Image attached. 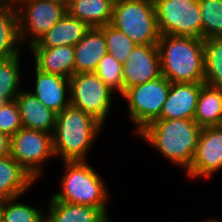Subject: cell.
Returning <instances> with one entry per match:
<instances>
[{
    "label": "cell",
    "instance_id": "6da1fadb",
    "mask_svg": "<svg viewBox=\"0 0 222 222\" xmlns=\"http://www.w3.org/2000/svg\"><path fill=\"white\" fill-rule=\"evenodd\" d=\"M201 127L188 119H157L138 134L161 155L186 171L190 168Z\"/></svg>",
    "mask_w": 222,
    "mask_h": 222
},
{
    "label": "cell",
    "instance_id": "7a4b0ae2",
    "mask_svg": "<svg viewBox=\"0 0 222 222\" xmlns=\"http://www.w3.org/2000/svg\"><path fill=\"white\" fill-rule=\"evenodd\" d=\"M157 45L161 75L171 83L204 81L203 39L160 35Z\"/></svg>",
    "mask_w": 222,
    "mask_h": 222
},
{
    "label": "cell",
    "instance_id": "3957f363",
    "mask_svg": "<svg viewBox=\"0 0 222 222\" xmlns=\"http://www.w3.org/2000/svg\"><path fill=\"white\" fill-rule=\"evenodd\" d=\"M102 125L93 117L73 106L56 115L52 134L54 156L63 161H85L91 144L100 133Z\"/></svg>",
    "mask_w": 222,
    "mask_h": 222
},
{
    "label": "cell",
    "instance_id": "277c9868",
    "mask_svg": "<svg viewBox=\"0 0 222 222\" xmlns=\"http://www.w3.org/2000/svg\"><path fill=\"white\" fill-rule=\"evenodd\" d=\"M66 173L61 178V192L51 200L100 208L107 216L108 191L101 176L85 161H63ZM100 176V177H99Z\"/></svg>",
    "mask_w": 222,
    "mask_h": 222
},
{
    "label": "cell",
    "instance_id": "5b68a950",
    "mask_svg": "<svg viewBox=\"0 0 222 222\" xmlns=\"http://www.w3.org/2000/svg\"><path fill=\"white\" fill-rule=\"evenodd\" d=\"M135 44H157L160 33L153 0L114 1L110 23Z\"/></svg>",
    "mask_w": 222,
    "mask_h": 222
},
{
    "label": "cell",
    "instance_id": "8992f818",
    "mask_svg": "<svg viewBox=\"0 0 222 222\" xmlns=\"http://www.w3.org/2000/svg\"><path fill=\"white\" fill-rule=\"evenodd\" d=\"M160 35L202 39L199 0H153Z\"/></svg>",
    "mask_w": 222,
    "mask_h": 222
},
{
    "label": "cell",
    "instance_id": "52a82bcc",
    "mask_svg": "<svg viewBox=\"0 0 222 222\" xmlns=\"http://www.w3.org/2000/svg\"><path fill=\"white\" fill-rule=\"evenodd\" d=\"M171 82L164 76L125 90L122 97L128 104L131 122L137 134L147 125L159 119L167 99Z\"/></svg>",
    "mask_w": 222,
    "mask_h": 222
},
{
    "label": "cell",
    "instance_id": "ba28073f",
    "mask_svg": "<svg viewBox=\"0 0 222 222\" xmlns=\"http://www.w3.org/2000/svg\"><path fill=\"white\" fill-rule=\"evenodd\" d=\"M14 1L18 14L21 44L23 42L24 45L26 42L29 47L67 13V7L64 4L53 0Z\"/></svg>",
    "mask_w": 222,
    "mask_h": 222
},
{
    "label": "cell",
    "instance_id": "9c48e42d",
    "mask_svg": "<svg viewBox=\"0 0 222 222\" xmlns=\"http://www.w3.org/2000/svg\"><path fill=\"white\" fill-rule=\"evenodd\" d=\"M70 104L82 110L102 126L112 104V91L95 72L75 73L69 78Z\"/></svg>",
    "mask_w": 222,
    "mask_h": 222
},
{
    "label": "cell",
    "instance_id": "30bf717a",
    "mask_svg": "<svg viewBox=\"0 0 222 222\" xmlns=\"http://www.w3.org/2000/svg\"><path fill=\"white\" fill-rule=\"evenodd\" d=\"M10 156L38 181L43 163L55 157L52 133L21 128L10 137Z\"/></svg>",
    "mask_w": 222,
    "mask_h": 222
},
{
    "label": "cell",
    "instance_id": "8fae6325",
    "mask_svg": "<svg viewBox=\"0 0 222 222\" xmlns=\"http://www.w3.org/2000/svg\"><path fill=\"white\" fill-rule=\"evenodd\" d=\"M222 169V125L203 127L200 131L196 152L186 174L190 179L210 178Z\"/></svg>",
    "mask_w": 222,
    "mask_h": 222
},
{
    "label": "cell",
    "instance_id": "7c38bea8",
    "mask_svg": "<svg viewBox=\"0 0 222 222\" xmlns=\"http://www.w3.org/2000/svg\"><path fill=\"white\" fill-rule=\"evenodd\" d=\"M123 92L133 86L161 77L157 44L136 45L123 64Z\"/></svg>",
    "mask_w": 222,
    "mask_h": 222
},
{
    "label": "cell",
    "instance_id": "4fadbf2b",
    "mask_svg": "<svg viewBox=\"0 0 222 222\" xmlns=\"http://www.w3.org/2000/svg\"><path fill=\"white\" fill-rule=\"evenodd\" d=\"M204 83H171L159 119L194 120L198 96Z\"/></svg>",
    "mask_w": 222,
    "mask_h": 222
},
{
    "label": "cell",
    "instance_id": "5bb4252c",
    "mask_svg": "<svg viewBox=\"0 0 222 222\" xmlns=\"http://www.w3.org/2000/svg\"><path fill=\"white\" fill-rule=\"evenodd\" d=\"M35 80V89L30 92L46 107L59 113L71 105L70 93L68 92L70 91L69 78L45 73L35 67Z\"/></svg>",
    "mask_w": 222,
    "mask_h": 222
},
{
    "label": "cell",
    "instance_id": "9a60e30c",
    "mask_svg": "<svg viewBox=\"0 0 222 222\" xmlns=\"http://www.w3.org/2000/svg\"><path fill=\"white\" fill-rule=\"evenodd\" d=\"M15 102L18 105L23 128L53 134L56 112L46 107L30 91H20L15 98Z\"/></svg>",
    "mask_w": 222,
    "mask_h": 222
},
{
    "label": "cell",
    "instance_id": "2e32d148",
    "mask_svg": "<svg viewBox=\"0 0 222 222\" xmlns=\"http://www.w3.org/2000/svg\"><path fill=\"white\" fill-rule=\"evenodd\" d=\"M29 49L33 52L35 67L42 72L66 78L75 74L74 46L29 47Z\"/></svg>",
    "mask_w": 222,
    "mask_h": 222
},
{
    "label": "cell",
    "instance_id": "e0dca14e",
    "mask_svg": "<svg viewBox=\"0 0 222 222\" xmlns=\"http://www.w3.org/2000/svg\"><path fill=\"white\" fill-rule=\"evenodd\" d=\"M107 53L106 41L100 27L90 28L74 46L75 73L95 72Z\"/></svg>",
    "mask_w": 222,
    "mask_h": 222
},
{
    "label": "cell",
    "instance_id": "ac0fdd59",
    "mask_svg": "<svg viewBox=\"0 0 222 222\" xmlns=\"http://www.w3.org/2000/svg\"><path fill=\"white\" fill-rule=\"evenodd\" d=\"M90 27L68 12L30 47L53 48L58 46H75Z\"/></svg>",
    "mask_w": 222,
    "mask_h": 222
},
{
    "label": "cell",
    "instance_id": "d6986e66",
    "mask_svg": "<svg viewBox=\"0 0 222 222\" xmlns=\"http://www.w3.org/2000/svg\"><path fill=\"white\" fill-rule=\"evenodd\" d=\"M35 182L10 155L0 158V200L24 195Z\"/></svg>",
    "mask_w": 222,
    "mask_h": 222
},
{
    "label": "cell",
    "instance_id": "ffe728a7",
    "mask_svg": "<svg viewBox=\"0 0 222 222\" xmlns=\"http://www.w3.org/2000/svg\"><path fill=\"white\" fill-rule=\"evenodd\" d=\"M47 211L45 222H109L100 208L88 205L50 200Z\"/></svg>",
    "mask_w": 222,
    "mask_h": 222
},
{
    "label": "cell",
    "instance_id": "44dd1931",
    "mask_svg": "<svg viewBox=\"0 0 222 222\" xmlns=\"http://www.w3.org/2000/svg\"><path fill=\"white\" fill-rule=\"evenodd\" d=\"M18 14L14 0H0V59L20 53Z\"/></svg>",
    "mask_w": 222,
    "mask_h": 222
},
{
    "label": "cell",
    "instance_id": "7402d4cb",
    "mask_svg": "<svg viewBox=\"0 0 222 222\" xmlns=\"http://www.w3.org/2000/svg\"><path fill=\"white\" fill-rule=\"evenodd\" d=\"M113 5V0H72L67 12L90 28H96L111 23Z\"/></svg>",
    "mask_w": 222,
    "mask_h": 222
},
{
    "label": "cell",
    "instance_id": "603a6c76",
    "mask_svg": "<svg viewBox=\"0 0 222 222\" xmlns=\"http://www.w3.org/2000/svg\"><path fill=\"white\" fill-rule=\"evenodd\" d=\"M194 121L201 127L222 125V89L203 84Z\"/></svg>",
    "mask_w": 222,
    "mask_h": 222
},
{
    "label": "cell",
    "instance_id": "cb8c5ba5",
    "mask_svg": "<svg viewBox=\"0 0 222 222\" xmlns=\"http://www.w3.org/2000/svg\"><path fill=\"white\" fill-rule=\"evenodd\" d=\"M204 81L222 89V37L203 39Z\"/></svg>",
    "mask_w": 222,
    "mask_h": 222
},
{
    "label": "cell",
    "instance_id": "d4e9b609",
    "mask_svg": "<svg viewBox=\"0 0 222 222\" xmlns=\"http://www.w3.org/2000/svg\"><path fill=\"white\" fill-rule=\"evenodd\" d=\"M20 53L6 59H0V100L5 103L15 100L21 89L19 88Z\"/></svg>",
    "mask_w": 222,
    "mask_h": 222
},
{
    "label": "cell",
    "instance_id": "484cf974",
    "mask_svg": "<svg viewBox=\"0 0 222 222\" xmlns=\"http://www.w3.org/2000/svg\"><path fill=\"white\" fill-rule=\"evenodd\" d=\"M20 196L1 200L2 222H45L41 209L17 202Z\"/></svg>",
    "mask_w": 222,
    "mask_h": 222
},
{
    "label": "cell",
    "instance_id": "4316f807",
    "mask_svg": "<svg viewBox=\"0 0 222 222\" xmlns=\"http://www.w3.org/2000/svg\"><path fill=\"white\" fill-rule=\"evenodd\" d=\"M202 39L222 37V0H199Z\"/></svg>",
    "mask_w": 222,
    "mask_h": 222
},
{
    "label": "cell",
    "instance_id": "83f0119b",
    "mask_svg": "<svg viewBox=\"0 0 222 222\" xmlns=\"http://www.w3.org/2000/svg\"><path fill=\"white\" fill-rule=\"evenodd\" d=\"M100 28L103 30L107 53L111 54L121 64H124L137 44L111 24L101 26Z\"/></svg>",
    "mask_w": 222,
    "mask_h": 222
},
{
    "label": "cell",
    "instance_id": "f1b7e54d",
    "mask_svg": "<svg viewBox=\"0 0 222 222\" xmlns=\"http://www.w3.org/2000/svg\"><path fill=\"white\" fill-rule=\"evenodd\" d=\"M123 64L111 54L106 53L98 63L95 73L112 91L123 94Z\"/></svg>",
    "mask_w": 222,
    "mask_h": 222
},
{
    "label": "cell",
    "instance_id": "f546056e",
    "mask_svg": "<svg viewBox=\"0 0 222 222\" xmlns=\"http://www.w3.org/2000/svg\"><path fill=\"white\" fill-rule=\"evenodd\" d=\"M21 128V116L15 100L4 103L0 108V132L11 137Z\"/></svg>",
    "mask_w": 222,
    "mask_h": 222
},
{
    "label": "cell",
    "instance_id": "4dcf8cb0",
    "mask_svg": "<svg viewBox=\"0 0 222 222\" xmlns=\"http://www.w3.org/2000/svg\"><path fill=\"white\" fill-rule=\"evenodd\" d=\"M10 155V136L0 132V158Z\"/></svg>",
    "mask_w": 222,
    "mask_h": 222
},
{
    "label": "cell",
    "instance_id": "1f68e13d",
    "mask_svg": "<svg viewBox=\"0 0 222 222\" xmlns=\"http://www.w3.org/2000/svg\"><path fill=\"white\" fill-rule=\"evenodd\" d=\"M64 4L66 7L72 2V0H53Z\"/></svg>",
    "mask_w": 222,
    "mask_h": 222
},
{
    "label": "cell",
    "instance_id": "d6a6232c",
    "mask_svg": "<svg viewBox=\"0 0 222 222\" xmlns=\"http://www.w3.org/2000/svg\"><path fill=\"white\" fill-rule=\"evenodd\" d=\"M0 222H2V213H1V200H0Z\"/></svg>",
    "mask_w": 222,
    "mask_h": 222
},
{
    "label": "cell",
    "instance_id": "836d02e7",
    "mask_svg": "<svg viewBox=\"0 0 222 222\" xmlns=\"http://www.w3.org/2000/svg\"><path fill=\"white\" fill-rule=\"evenodd\" d=\"M204 222H218V220L216 221V220H214V219H208V220H206V221H204Z\"/></svg>",
    "mask_w": 222,
    "mask_h": 222
},
{
    "label": "cell",
    "instance_id": "e575fe53",
    "mask_svg": "<svg viewBox=\"0 0 222 222\" xmlns=\"http://www.w3.org/2000/svg\"><path fill=\"white\" fill-rule=\"evenodd\" d=\"M4 101L3 100H0V108L4 105Z\"/></svg>",
    "mask_w": 222,
    "mask_h": 222
}]
</instances>
